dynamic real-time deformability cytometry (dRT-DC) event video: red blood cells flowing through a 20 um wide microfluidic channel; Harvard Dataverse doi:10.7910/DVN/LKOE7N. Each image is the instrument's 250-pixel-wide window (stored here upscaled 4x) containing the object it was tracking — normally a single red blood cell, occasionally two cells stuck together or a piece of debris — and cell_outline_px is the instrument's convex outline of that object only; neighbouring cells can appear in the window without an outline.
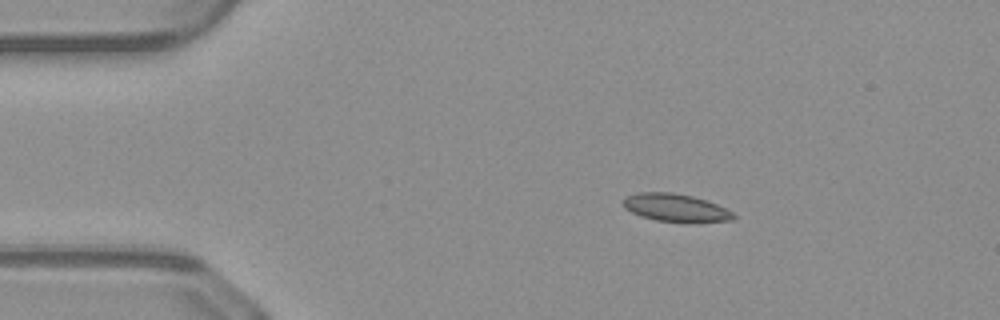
{"species": "common noctule bat (a hibernating species)", "species_latin": "Nyctalus noctula", "temperature_condition": "warm", "stored_images_in_passage": 43, "camera_frame_rate_fps": 3000, "um_per_image_px": 0.085, "animal": {"sex": "male", "body_mass_g": 23.1, "forearm_length_mm": 52.7}, "frame": {"image": 1, "passage_image": 1, "time_ms": 0.0, "image_size_px": [1000, 320], "cell_outline_px": [[736, 216], [732, 220], [692, 224], [688, 224], [656, 220], [640, 216], [624, 208], [620, 204], [624, 196], [636, 192], [672, 192], [692, 196], [716, 204], [732, 212]], "centroid_in_image_um": [57.38, 17.68], "position_along_channel_um": 27.6, "area_um2": 18.44}}
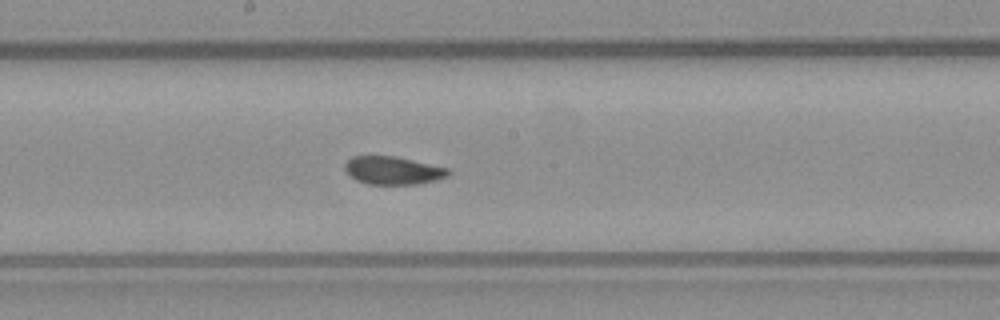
{"frame": {"image": 2, "passage_image": 19, "time_ms": 6.0, "image_size_px": [1000, 320], "cell_outline_px": [[452, 172], [448, 176], [436, 180], [416, 184], [368, 184], [356, 180], [344, 168], [344, 164], [352, 156], [392, 156], [412, 160], [448, 168]], "centroid_in_image_um": [33.41, 14.49], "position_along_channel_um": 214.8, "area_um2": 16.7}}
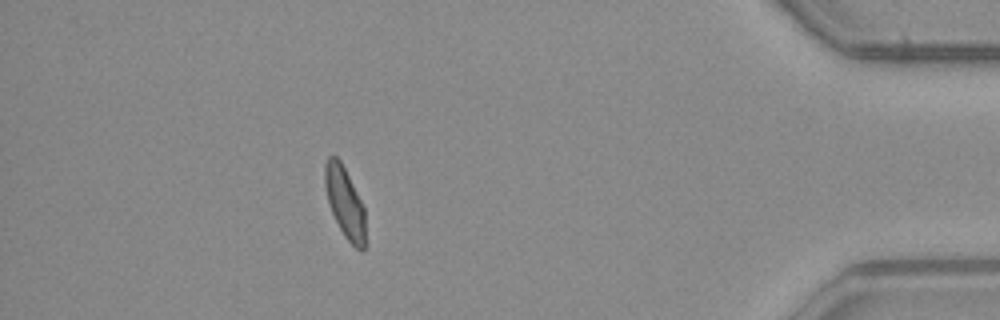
{"frame": {"image": 3, "passage_image": 37, "time_ms": 12.0, "image_size_px": [1000, 320], "cell_outline_px": [[364, 252], [360, 252], [344, 236], [328, 204], [324, 184], [324, 164], [328, 156], [336, 156], [340, 160], [364, 208]], "centroid_in_image_um": [29.28, 17.2], "position_along_channel_um": 405.9, "area_um2": 16.42}, "authors_computed_cell_mechanics": {"area_um2": 17.2822, "velocity_mm_per_s": 4.0985, "shape_relaxation_time_tau1_ms": null, "shape_relaxation_time_tau2_ms": 0.8358, "deformation_change_tau1": null, "deformation_change_tau2": 0.0418}}